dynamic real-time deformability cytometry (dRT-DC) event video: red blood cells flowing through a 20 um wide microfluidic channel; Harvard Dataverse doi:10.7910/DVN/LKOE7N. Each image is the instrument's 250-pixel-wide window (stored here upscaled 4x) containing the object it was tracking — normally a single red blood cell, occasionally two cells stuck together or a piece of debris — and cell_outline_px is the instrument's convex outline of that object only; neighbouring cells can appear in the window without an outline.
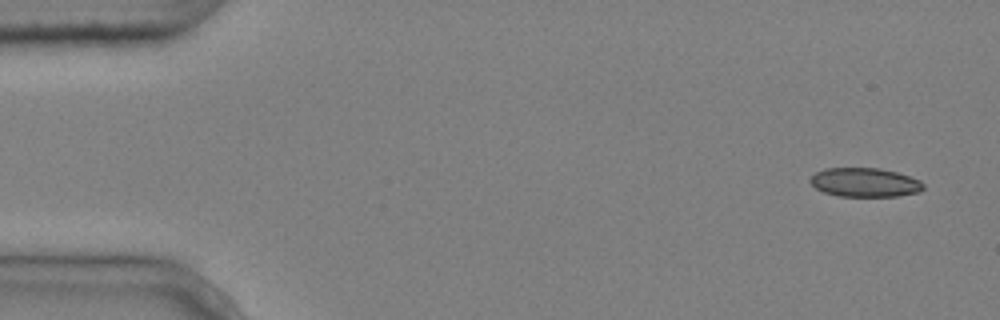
{"species": "common noctule bat (a hibernating species)", "species_latin": "Nyctalus noctula", "temperature_condition": "cold", "stored_images_in_passage": 4, "camera_frame_rate_fps": 3000, "um_per_image_px": 0.085, "animal": {"sex": "male", "body_mass_g": 20.4}, "frame": {"image": 1, "passage_image": 1, "time_ms": 0.0, "image_size_px": [1000, 320], "cell_outline_px": [[924, 188], [920, 192], [900, 196], [840, 196], [824, 192], [816, 188], [808, 180], [816, 172], [824, 168], [880, 168], [896, 172], [920, 180], [924, 184]], "centroid_in_image_um": [73.52, 15.5], "position_along_channel_um": 11.5, "area_um2": 19.13}}